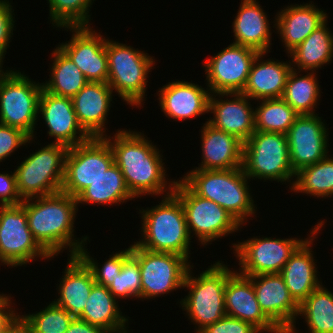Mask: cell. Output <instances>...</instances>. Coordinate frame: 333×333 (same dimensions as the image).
<instances>
[{
    "label": "cell",
    "instance_id": "6da1fadb",
    "mask_svg": "<svg viewBox=\"0 0 333 333\" xmlns=\"http://www.w3.org/2000/svg\"><path fill=\"white\" fill-rule=\"evenodd\" d=\"M139 133L120 129L112 137L114 140L107 135L103 137L111 147L114 163L120 168L128 190L135 198L146 194L158 196L167 188L173 192L176 182L171 181L167 186L159 149Z\"/></svg>",
    "mask_w": 333,
    "mask_h": 333
},
{
    "label": "cell",
    "instance_id": "7a4b0ae2",
    "mask_svg": "<svg viewBox=\"0 0 333 333\" xmlns=\"http://www.w3.org/2000/svg\"><path fill=\"white\" fill-rule=\"evenodd\" d=\"M32 200L34 201L33 198L23 200L22 204L29 229L38 244L51 257L68 246L70 256H77L88 238L86 236L81 241L74 239V219L78 211L76 198L60 191L36 197L35 202Z\"/></svg>",
    "mask_w": 333,
    "mask_h": 333
},
{
    "label": "cell",
    "instance_id": "3957f363",
    "mask_svg": "<svg viewBox=\"0 0 333 333\" xmlns=\"http://www.w3.org/2000/svg\"><path fill=\"white\" fill-rule=\"evenodd\" d=\"M159 205L143 211V239L135 242L152 252L173 253L189 259L191 237L180 199L173 192H166ZM166 196V197H165Z\"/></svg>",
    "mask_w": 333,
    "mask_h": 333
},
{
    "label": "cell",
    "instance_id": "277c9868",
    "mask_svg": "<svg viewBox=\"0 0 333 333\" xmlns=\"http://www.w3.org/2000/svg\"><path fill=\"white\" fill-rule=\"evenodd\" d=\"M182 179L198 196L209 199L225 209L240 225L255 214L242 167L229 170L194 169Z\"/></svg>",
    "mask_w": 333,
    "mask_h": 333
},
{
    "label": "cell",
    "instance_id": "5b68a950",
    "mask_svg": "<svg viewBox=\"0 0 333 333\" xmlns=\"http://www.w3.org/2000/svg\"><path fill=\"white\" fill-rule=\"evenodd\" d=\"M220 262L211 265L197 278L191 275V265L186 273L183 288L187 287L190 291L180 304L191 322L198 324L196 333L226 315L224 292L226 281L234 271Z\"/></svg>",
    "mask_w": 333,
    "mask_h": 333
},
{
    "label": "cell",
    "instance_id": "8992f818",
    "mask_svg": "<svg viewBox=\"0 0 333 333\" xmlns=\"http://www.w3.org/2000/svg\"><path fill=\"white\" fill-rule=\"evenodd\" d=\"M68 150L66 145L52 142L21 162L14 173L22 200L61 191Z\"/></svg>",
    "mask_w": 333,
    "mask_h": 333
},
{
    "label": "cell",
    "instance_id": "52a82bcc",
    "mask_svg": "<svg viewBox=\"0 0 333 333\" xmlns=\"http://www.w3.org/2000/svg\"><path fill=\"white\" fill-rule=\"evenodd\" d=\"M108 85L132 106L144 101L148 73L155 62L144 51L106 39Z\"/></svg>",
    "mask_w": 333,
    "mask_h": 333
},
{
    "label": "cell",
    "instance_id": "ba28073f",
    "mask_svg": "<svg viewBox=\"0 0 333 333\" xmlns=\"http://www.w3.org/2000/svg\"><path fill=\"white\" fill-rule=\"evenodd\" d=\"M249 179L289 182L295 177L286 134L255 131L243 143V165Z\"/></svg>",
    "mask_w": 333,
    "mask_h": 333
},
{
    "label": "cell",
    "instance_id": "9c48e42d",
    "mask_svg": "<svg viewBox=\"0 0 333 333\" xmlns=\"http://www.w3.org/2000/svg\"><path fill=\"white\" fill-rule=\"evenodd\" d=\"M42 83H35L21 72L0 67V124L34 136Z\"/></svg>",
    "mask_w": 333,
    "mask_h": 333
},
{
    "label": "cell",
    "instance_id": "30bf717a",
    "mask_svg": "<svg viewBox=\"0 0 333 333\" xmlns=\"http://www.w3.org/2000/svg\"><path fill=\"white\" fill-rule=\"evenodd\" d=\"M173 193L182 203L190 237L193 232L202 245L225 237L241 227L225 209L198 196L182 179L176 181Z\"/></svg>",
    "mask_w": 333,
    "mask_h": 333
},
{
    "label": "cell",
    "instance_id": "8fae6325",
    "mask_svg": "<svg viewBox=\"0 0 333 333\" xmlns=\"http://www.w3.org/2000/svg\"><path fill=\"white\" fill-rule=\"evenodd\" d=\"M131 256L139 263L141 273V299H150L170 293L184 285L190 267L188 260L177 254L152 252L130 246Z\"/></svg>",
    "mask_w": 333,
    "mask_h": 333
},
{
    "label": "cell",
    "instance_id": "7c38bea8",
    "mask_svg": "<svg viewBox=\"0 0 333 333\" xmlns=\"http://www.w3.org/2000/svg\"><path fill=\"white\" fill-rule=\"evenodd\" d=\"M113 163V152L103 137L69 147L61 192L76 198Z\"/></svg>",
    "mask_w": 333,
    "mask_h": 333
},
{
    "label": "cell",
    "instance_id": "4fadbf2b",
    "mask_svg": "<svg viewBox=\"0 0 333 333\" xmlns=\"http://www.w3.org/2000/svg\"><path fill=\"white\" fill-rule=\"evenodd\" d=\"M36 256L53 258L34 239L23 204L0 205V262L16 267Z\"/></svg>",
    "mask_w": 333,
    "mask_h": 333
},
{
    "label": "cell",
    "instance_id": "5bb4252c",
    "mask_svg": "<svg viewBox=\"0 0 333 333\" xmlns=\"http://www.w3.org/2000/svg\"><path fill=\"white\" fill-rule=\"evenodd\" d=\"M306 239L251 238L233 244L240 271L245 276L279 274L291 255Z\"/></svg>",
    "mask_w": 333,
    "mask_h": 333
},
{
    "label": "cell",
    "instance_id": "9a60e30c",
    "mask_svg": "<svg viewBox=\"0 0 333 333\" xmlns=\"http://www.w3.org/2000/svg\"><path fill=\"white\" fill-rule=\"evenodd\" d=\"M258 54L252 48L232 43L206 60L204 69L210 93L243 92L252 63Z\"/></svg>",
    "mask_w": 333,
    "mask_h": 333
},
{
    "label": "cell",
    "instance_id": "2e32d148",
    "mask_svg": "<svg viewBox=\"0 0 333 333\" xmlns=\"http://www.w3.org/2000/svg\"><path fill=\"white\" fill-rule=\"evenodd\" d=\"M328 133L318 114L299 115L286 133L294 173L315 164L328 154Z\"/></svg>",
    "mask_w": 333,
    "mask_h": 333
},
{
    "label": "cell",
    "instance_id": "e0dca14e",
    "mask_svg": "<svg viewBox=\"0 0 333 333\" xmlns=\"http://www.w3.org/2000/svg\"><path fill=\"white\" fill-rule=\"evenodd\" d=\"M72 30L71 40L58 47L78 66L88 82H107L106 39L89 26L61 27Z\"/></svg>",
    "mask_w": 333,
    "mask_h": 333
},
{
    "label": "cell",
    "instance_id": "ac0fdd59",
    "mask_svg": "<svg viewBox=\"0 0 333 333\" xmlns=\"http://www.w3.org/2000/svg\"><path fill=\"white\" fill-rule=\"evenodd\" d=\"M252 280L256 299L263 313L283 332L296 333L295 320L299 305L290 296L280 274L248 276Z\"/></svg>",
    "mask_w": 333,
    "mask_h": 333
},
{
    "label": "cell",
    "instance_id": "d6986e66",
    "mask_svg": "<svg viewBox=\"0 0 333 333\" xmlns=\"http://www.w3.org/2000/svg\"><path fill=\"white\" fill-rule=\"evenodd\" d=\"M39 113L49 128L47 133L54 137V143L72 147L91 138L78 123L72 98L53 95L42 89L38 104Z\"/></svg>",
    "mask_w": 333,
    "mask_h": 333
},
{
    "label": "cell",
    "instance_id": "ffe728a7",
    "mask_svg": "<svg viewBox=\"0 0 333 333\" xmlns=\"http://www.w3.org/2000/svg\"><path fill=\"white\" fill-rule=\"evenodd\" d=\"M226 315L252 324L260 332L283 333L261 310L252 280L234 271L224 292Z\"/></svg>",
    "mask_w": 333,
    "mask_h": 333
},
{
    "label": "cell",
    "instance_id": "44dd1931",
    "mask_svg": "<svg viewBox=\"0 0 333 333\" xmlns=\"http://www.w3.org/2000/svg\"><path fill=\"white\" fill-rule=\"evenodd\" d=\"M217 95H229L234 99H218L215 98ZM249 100L252 99L242 92L210 94L208 111L214 114V118L207 122L245 143L255 132V111Z\"/></svg>",
    "mask_w": 333,
    "mask_h": 333
},
{
    "label": "cell",
    "instance_id": "7402d4cb",
    "mask_svg": "<svg viewBox=\"0 0 333 333\" xmlns=\"http://www.w3.org/2000/svg\"><path fill=\"white\" fill-rule=\"evenodd\" d=\"M324 225V221H320L310 231L311 236L296 249L286 262L281 272L279 273L288 288L290 296L300 305L316 288L320 286V281L317 277L316 264L313 259L311 243L314 240L315 234ZM314 235V236H313Z\"/></svg>",
    "mask_w": 333,
    "mask_h": 333
},
{
    "label": "cell",
    "instance_id": "603a6c76",
    "mask_svg": "<svg viewBox=\"0 0 333 333\" xmlns=\"http://www.w3.org/2000/svg\"><path fill=\"white\" fill-rule=\"evenodd\" d=\"M113 90L107 82H88L73 98L78 123L90 137H104Z\"/></svg>",
    "mask_w": 333,
    "mask_h": 333
},
{
    "label": "cell",
    "instance_id": "cb8c5ba5",
    "mask_svg": "<svg viewBox=\"0 0 333 333\" xmlns=\"http://www.w3.org/2000/svg\"><path fill=\"white\" fill-rule=\"evenodd\" d=\"M158 93L160 108L170 119L187 120L209 113L210 92L195 83L169 82Z\"/></svg>",
    "mask_w": 333,
    "mask_h": 333
},
{
    "label": "cell",
    "instance_id": "d4e9b609",
    "mask_svg": "<svg viewBox=\"0 0 333 333\" xmlns=\"http://www.w3.org/2000/svg\"><path fill=\"white\" fill-rule=\"evenodd\" d=\"M202 162L195 169L229 170L243 165V142L209 124L201 130Z\"/></svg>",
    "mask_w": 333,
    "mask_h": 333
},
{
    "label": "cell",
    "instance_id": "484cf974",
    "mask_svg": "<svg viewBox=\"0 0 333 333\" xmlns=\"http://www.w3.org/2000/svg\"><path fill=\"white\" fill-rule=\"evenodd\" d=\"M274 24L287 53L302 43L314 30L327 20V14L314 4H295L278 12ZM280 32V33H279Z\"/></svg>",
    "mask_w": 333,
    "mask_h": 333
},
{
    "label": "cell",
    "instance_id": "4316f807",
    "mask_svg": "<svg viewBox=\"0 0 333 333\" xmlns=\"http://www.w3.org/2000/svg\"><path fill=\"white\" fill-rule=\"evenodd\" d=\"M67 264L58 286L60 297L53 303L72 316L78 317L83 312L96 283L91 269L78 255L70 256Z\"/></svg>",
    "mask_w": 333,
    "mask_h": 333
},
{
    "label": "cell",
    "instance_id": "83f0119b",
    "mask_svg": "<svg viewBox=\"0 0 333 333\" xmlns=\"http://www.w3.org/2000/svg\"><path fill=\"white\" fill-rule=\"evenodd\" d=\"M264 55L259 53L253 61L242 93L254 100L282 98L292 64L271 59L262 61Z\"/></svg>",
    "mask_w": 333,
    "mask_h": 333
},
{
    "label": "cell",
    "instance_id": "f1b7e54d",
    "mask_svg": "<svg viewBox=\"0 0 333 333\" xmlns=\"http://www.w3.org/2000/svg\"><path fill=\"white\" fill-rule=\"evenodd\" d=\"M266 13L256 0H242L233 22L234 44L268 53L271 32Z\"/></svg>",
    "mask_w": 333,
    "mask_h": 333
},
{
    "label": "cell",
    "instance_id": "f546056e",
    "mask_svg": "<svg viewBox=\"0 0 333 333\" xmlns=\"http://www.w3.org/2000/svg\"><path fill=\"white\" fill-rule=\"evenodd\" d=\"M105 286L95 284L83 312L77 317L108 333H127L128 319L119 311L118 301Z\"/></svg>",
    "mask_w": 333,
    "mask_h": 333
},
{
    "label": "cell",
    "instance_id": "4dcf8cb0",
    "mask_svg": "<svg viewBox=\"0 0 333 333\" xmlns=\"http://www.w3.org/2000/svg\"><path fill=\"white\" fill-rule=\"evenodd\" d=\"M327 28V20L314 30L302 43L288 54L300 72L314 71L328 64L333 58V34ZM328 62V63H327Z\"/></svg>",
    "mask_w": 333,
    "mask_h": 333
},
{
    "label": "cell",
    "instance_id": "1f68e13d",
    "mask_svg": "<svg viewBox=\"0 0 333 333\" xmlns=\"http://www.w3.org/2000/svg\"><path fill=\"white\" fill-rule=\"evenodd\" d=\"M135 198L127 188L120 168L113 163L77 197L79 203L117 204Z\"/></svg>",
    "mask_w": 333,
    "mask_h": 333
},
{
    "label": "cell",
    "instance_id": "d6a6232c",
    "mask_svg": "<svg viewBox=\"0 0 333 333\" xmlns=\"http://www.w3.org/2000/svg\"><path fill=\"white\" fill-rule=\"evenodd\" d=\"M53 65L43 89L53 95L73 98L87 83L78 66L59 48L52 52Z\"/></svg>",
    "mask_w": 333,
    "mask_h": 333
},
{
    "label": "cell",
    "instance_id": "836d02e7",
    "mask_svg": "<svg viewBox=\"0 0 333 333\" xmlns=\"http://www.w3.org/2000/svg\"><path fill=\"white\" fill-rule=\"evenodd\" d=\"M285 90L282 98L299 114H314V107L317 106V100L320 97V88L318 80L314 74L315 71L301 77H298V72L295 65H292ZM297 72V73H296Z\"/></svg>",
    "mask_w": 333,
    "mask_h": 333
},
{
    "label": "cell",
    "instance_id": "e575fe53",
    "mask_svg": "<svg viewBox=\"0 0 333 333\" xmlns=\"http://www.w3.org/2000/svg\"><path fill=\"white\" fill-rule=\"evenodd\" d=\"M299 316H304L310 333H333V293L322 283L300 305Z\"/></svg>",
    "mask_w": 333,
    "mask_h": 333
},
{
    "label": "cell",
    "instance_id": "d590c367",
    "mask_svg": "<svg viewBox=\"0 0 333 333\" xmlns=\"http://www.w3.org/2000/svg\"><path fill=\"white\" fill-rule=\"evenodd\" d=\"M326 156L321 161L304 167L295 173L291 190L318 197L333 195V157Z\"/></svg>",
    "mask_w": 333,
    "mask_h": 333
},
{
    "label": "cell",
    "instance_id": "8d00e7d4",
    "mask_svg": "<svg viewBox=\"0 0 333 333\" xmlns=\"http://www.w3.org/2000/svg\"><path fill=\"white\" fill-rule=\"evenodd\" d=\"M255 109V131L286 134L299 114L283 99H262Z\"/></svg>",
    "mask_w": 333,
    "mask_h": 333
},
{
    "label": "cell",
    "instance_id": "74e56055",
    "mask_svg": "<svg viewBox=\"0 0 333 333\" xmlns=\"http://www.w3.org/2000/svg\"><path fill=\"white\" fill-rule=\"evenodd\" d=\"M48 3L53 26L60 28L90 26L88 14L92 0H48Z\"/></svg>",
    "mask_w": 333,
    "mask_h": 333
},
{
    "label": "cell",
    "instance_id": "f35d334b",
    "mask_svg": "<svg viewBox=\"0 0 333 333\" xmlns=\"http://www.w3.org/2000/svg\"><path fill=\"white\" fill-rule=\"evenodd\" d=\"M22 317L34 333H65L75 318L53 302L45 307V310Z\"/></svg>",
    "mask_w": 333,
    "mask_h": 333
},
{
    "label": "cell",
    "instance_id": "ab89813d",
    "mask_svg": "<svg viewBox=\"0 0 333 333\" xmlns=\"http://www.w3.org/2000/svg\"><path fill=\"white\" fill-rule=\"evenodd\" d=\"M90 254L85 250V247L81 248L78 256L87 264L91 269L95 283L101 286L109 287L114 282L116 276H118L122 270L123 263L131 256V248H127L120 251L102 265V269L97 265L98 263L89 256Z\"/></svg>",
    "mask_w": 333,
    "mask_h": 333
},
{
    "label": "cell",
    "instance_id": "60d3db41",
    "mask_svg": "<svg viewBox=\"0 0 333 333\" xmlns=\"http://www.w3.org/2000/svg\"><path fill=\"white\" fill-rule=\"evenodd\" d=\"M108 289L116 299L141 298L140 266L132 256L123 263L120 274Z\"/></svg>",
    "mask_w": 333,
    "mask_h": 333
},
{
    "label": "cell",
    "instance_id": "b9f144b4",
    "mask_svg": "<svg viewBox=\"0 0 333 333\" xmlns=\"http://www.w3.org/2000/svg\"><path fill=\"white\" fill-rule=\"evenodd\" d=\"M33 138L19 128L0 124V162Z\"/></svg>",
    "mask_w": 333,
    "mask_h": 333
},
{
    "label": "cell",
    "instance_id": "7bdbcfd3",
    "mask_svg": "<svg viewBox=\"0 0 333 333\" xmlns=\"http://www.w3.org/2000/svg\"><path fill=\"white\" fill-rule=\"evenodd\" d=\"M200 333H261V332L248 322L237 319L235 317L225 315L217 322L207 326Z\"/></svg>",
    "mask_w": 333,
    "mask_h": 333
},
{
    "label": "cell",
    "instance_id": "ee69618b",
    "mask_svg": "<svg viewBox=\"0 0 333 333\" xmlns=\"http://www.w3.org/2000/svg\"><path fill=\"white\" fill-rule=\"evenodd\" d=\"M13 12L9 1L0 0V67L3 65L2 59L6 54L7 47H9L11 35H13V23H15Z\"/></svg>",
    "mask_w": 333,
    "mask_h": 333
},
{
    "label": "cell",
    "instance_id": "f6af8a7d",
    "mask_svg": "<svg viewBox=\"0 0 333 333\" xmlns=\"http://www.w3.org/2000/svg\"><path fill=\"white\" fill-rule=\"evenodd\" d=\"M22 202L17 190L15 173H0V205H17Z\"/></svg>",
    "mask_w": 333,
    "mask_h": 333
},
{
    "label": "cell",
    "instance_id": "bcb514c9",
    "mask_svg": "<svg viewBox=\"0 0 333 333\" xmlns=\"http://www.w3.org/2000/svg\"><path fill=\"white\" fill-rule=\"evenodd\" d=\"M65 333H108L101 327L91 325L75 317Z\"/></svg>",
    "mask_w": 333,
    "mask_h": 333
},
{
    "label": "cell",
    "instance_id": "7dc6e473",
    "mask_svg": "<svg viewBox=\"0 0 333 333\" xmlns=\"http://www.w3.org/2000/svg\"><path fill=\"white\" fill-rule=\"evenodd\" d=\"M10 304H11V300L8 297L0 305V333H4V331L11 324V322L18 316V314L15 313L14 310H12L13 308L10 307Z\"/></svg>",
    "mask_w": 333,
    "mask_h": 333
},
{
    "label": "cell",
    "instance_id": "c3c4849f",
    "mask_svg": "<svg viewBox=\"0 0 333 333\" xmlns=\"http://www.w3.org/2000/svg\"><path fill=\"white\" fill-rule=\"evenodd\" d=\"M4 333H34V331L25 319L21 315H18Z\"/></svg>",
    "mask_w": 333,
    "mask_h": 333
},
{
    "label": "cell",
    "instance_id": "681fc988",
    "mask_svg": "<svg viewBox=\"0 0 333 333\" xmlns=\"http://www.w3.org/2000/svg\"><path fill=\"white\" fill-rule=\"evenodd\" d=\"M9 296H6L4 294L0 295V305L8 298Z\"/></svg>",
    "mask_w": 333,
    "mask_h": 333
}]
</instances>
